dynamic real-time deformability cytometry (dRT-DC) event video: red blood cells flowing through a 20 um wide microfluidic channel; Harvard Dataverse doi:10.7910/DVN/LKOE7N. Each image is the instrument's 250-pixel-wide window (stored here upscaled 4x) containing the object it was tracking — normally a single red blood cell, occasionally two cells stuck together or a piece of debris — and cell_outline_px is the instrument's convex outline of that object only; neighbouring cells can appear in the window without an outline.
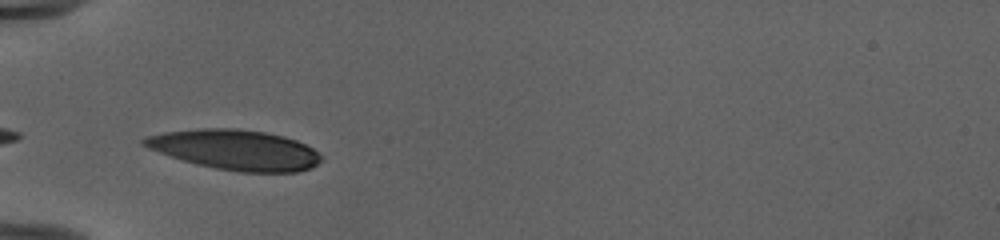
{"species": "human", "species_latin": "Homo sapiens", "temperature_condition": "cold", "stored_images_in_passage": 32, "camera_frame_rate_fps": 3000, "um_per_image_px": 0.085, "donor": {"sex": "female"}, "frame": {"image": 1, "passage_image": 1, "time_ms": 0.0, "image_size_px": [1000, 240], "cell_outline_px": [[324, 156], [312, 168], [296, 172], [240, 172], [216, 168], [196, 164], [148, 148], [140, 144], [140, 140], [144, 136], [164, 132], [196, 128], [236, 128], [264, 132], [284, 136], [296, 140], [312, 148]], "centroid_in_image_um": [19.99, 12.72], "position_along_channel_um": 65.0, "area_um2": 41.44}}
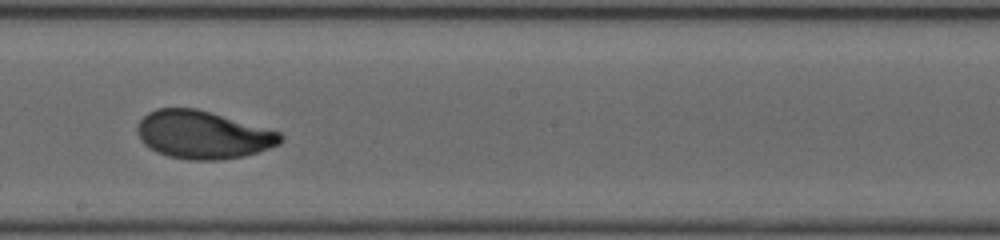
{"frame": {"image": 2, "passage_image": 14, "time_ms": 4.333, "image_size_px": [1000, 240], "cell_outline_px": [[284, 140], [280, 144], [244, 156], [220, 160], [188, 160], [168, 156], [156, 152], [144, 144], [140, 140], [136, 132], [136, 128], [140, 120], [148, 112], [156, 108], [196, 108], [280, 132], [284, 136]], "centroid_in_image_um": [17.22, 11.46], "position_along_channel_um": 231.0, "area_um2": 40.0}}
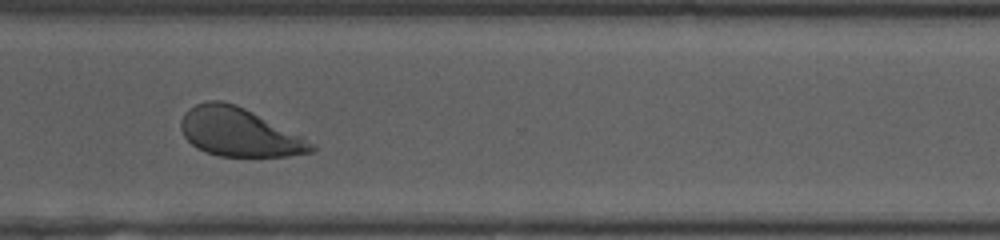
{"frame": {"image": 3, "passage_image": 23, "time_ms": 7.333, "image_size_px": [1000, 240], "cell_outline_px": [[316, 152], [288, 156], [220, 156], [204, 152], [196, 148], [184, 136], [180, 128], [180, 120], [184, 112], [188, 108], [196, 104], [208, 100], [220, 100], [236, 104], [304, 136], [316, 148]], "centroid_in_image_um": [20.32, 11.23], "position_along_channel_um": 350.3, "area_um2": 37.17}, "authors_computed_cell_mechanics": {"area_um2": 40.0843, "velocity_mm_per_s": 3.9689, "shape_relaxation_time_tau1_ms": 2.702, "shape_relaxation_time_tau2_ms": 1.0841, "deformation_change_tau1": 0.1551, "deformation_change_tau2": 0.0594}}